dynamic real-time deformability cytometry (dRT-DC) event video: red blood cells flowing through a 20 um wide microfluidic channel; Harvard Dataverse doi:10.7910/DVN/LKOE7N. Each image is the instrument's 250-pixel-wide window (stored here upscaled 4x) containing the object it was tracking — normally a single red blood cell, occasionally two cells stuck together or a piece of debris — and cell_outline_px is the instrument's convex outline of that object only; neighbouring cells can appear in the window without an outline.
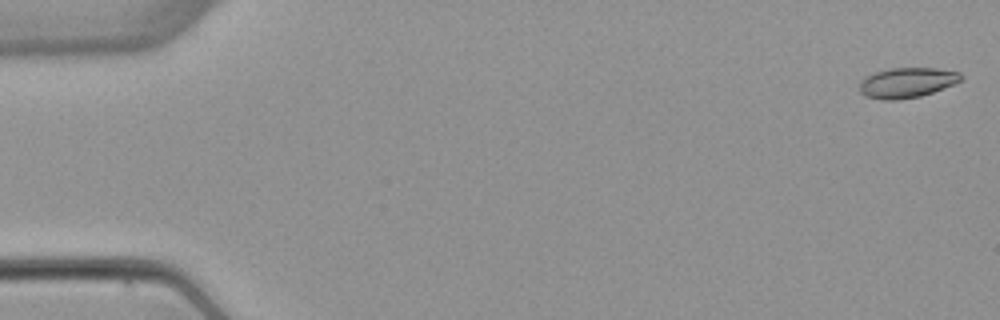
{"species": "common noctule bat (a hibernating species)", "species_latin": "Nyctalus noctula", "temperature_condition": "warm", "stored_images_in_passage": 4, "camera_frame_rate_fps": 3000, "um_per_image_px": 0.085, "animal": {"sex": "female", "body_mass_g": 22.7, "forearm_length_mm": 54.2}, "frame": {"image": 1, "passage_image": 1, "time_ms": 0.0, "image_size_px": [1000, 320], "cell_outline_px": [[964, 80], [956, 84], [920, 96], [900, 100], [880, 100], [864, 96], [860, 92], [860, 80], [864, 76], [888, 68], [936, 68], [960, 72], [964, 76]], "centroid_in_image_um": [77.1, 7.03], "position_along_channel_um": 7.9, "area_um2": 18.21}}
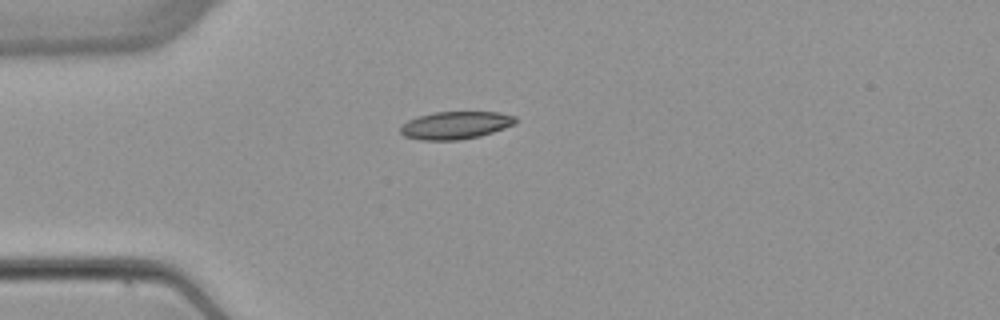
{"frame": {"image": 2, "passage_image": 4, "time_ms": 4.333, "image_size_px": [1000, 320], "cell_outline_px": [[516, 124], [480, 136], [460, 140], [420, 140], [404, 136], [400, 132], [400, 128], [408, 120], [420, 116], [436, 112], [500, 112], [516, 116]], "centroid_in_image_um": [38.74, 10.65], "position_along_channel_um": 46.3, "area_um2": 18.5}}